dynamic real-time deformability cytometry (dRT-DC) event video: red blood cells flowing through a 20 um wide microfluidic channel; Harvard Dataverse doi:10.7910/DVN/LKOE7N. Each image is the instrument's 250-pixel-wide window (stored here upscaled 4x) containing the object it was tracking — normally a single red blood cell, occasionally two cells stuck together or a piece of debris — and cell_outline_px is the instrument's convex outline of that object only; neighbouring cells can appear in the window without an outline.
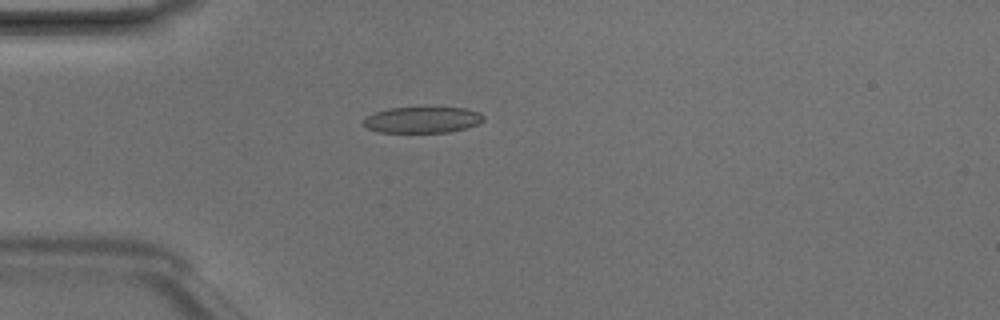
{"species": "Egyptian fruit bat (a non-hibernating species)", "species_latin": "Rousettus aegyptiacus", "temperature_condition": "room temperature", "stored_images_in_passage": 5, "camera_frame_rate_fps": 3000, "um_per_image_px": 0.085, "animal": {"sex": "male"}, "frame": {"image": 1, "passage_image": 4, "time_ms": 1.0, "image_size_px": [1000, 320], "cell_outline_px": [[484, 120], [476, 124], [464, 128], [448, 132], [380, 132], [368, 128], [364, 124], [364, 116], [372, 112], [388, 108], [468, 108], [480, 112], [484, 116]], "centroid_in_image_um": [35.88, 10.17], "position_along_channel_um": 49.1, "area_um2": 18.21}}